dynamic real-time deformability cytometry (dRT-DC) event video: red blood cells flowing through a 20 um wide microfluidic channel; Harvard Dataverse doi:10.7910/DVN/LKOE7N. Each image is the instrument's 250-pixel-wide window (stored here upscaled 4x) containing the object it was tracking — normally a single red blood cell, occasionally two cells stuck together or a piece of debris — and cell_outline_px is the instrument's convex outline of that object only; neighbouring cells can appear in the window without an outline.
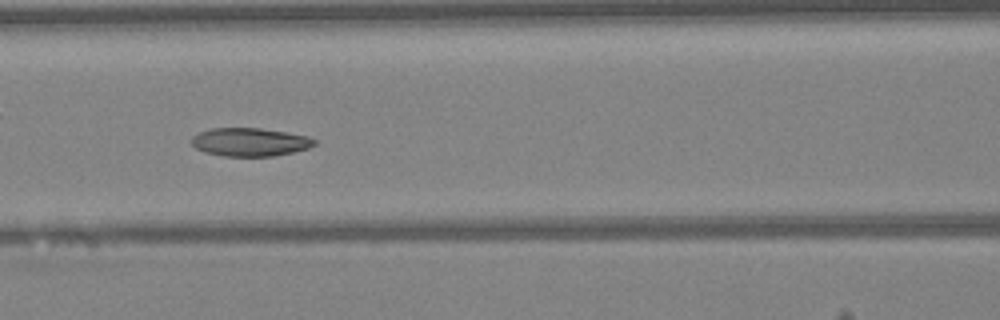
{"species": "Egyptian fruit bat (a non-hibernating species)", "species_latin": "Rousettus aegyptiacus", "temperature_condition": "warm", "stored_images_in_passage": 50, "camera_frame_rate_fps": 3000, "um_per_image_px": 0.085, "animal": {"sex": "female"}, "frame": {"image": 1, "passage_image": 22, "time_ms": 7.0, "image_size_px": [1000, 320], "cell_outline_px": [[316, 144], [308, 148], [292, 152], [272, 156], [224, 156], [204, 152], [196, 148], [192, 144], [192, 136], [200, 132], [212, 128], [260, 128], [308, 136], [316, 140]], "centroid_in_image_um": [21.24, 12.07], "position_along_channel_um": 145.4, "area_um2": 20.11}}
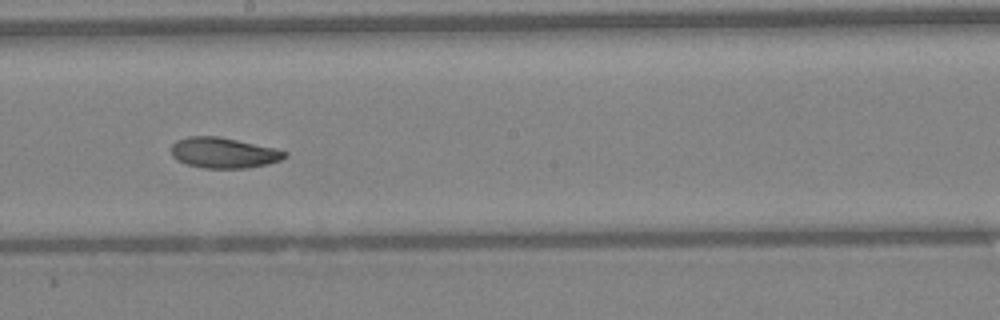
{"frame": {"image": 2, "passage_image": 28, "time_ms": 9.0, "image_size_px": [1000, 320], "cell_outline_px": [[288, 156], [280, 160], [268, 164], [244, 168], [204, 168], [188, 164], [176, 160], [172, 156], [172, 144], [176, 140], [188, 136], [216, 136], [276, 148], [288, 152]], "centroid_in_image_um": [19.01, 12.99], "position_along_channel_um": 229.2, "area_um2": 20.17}}
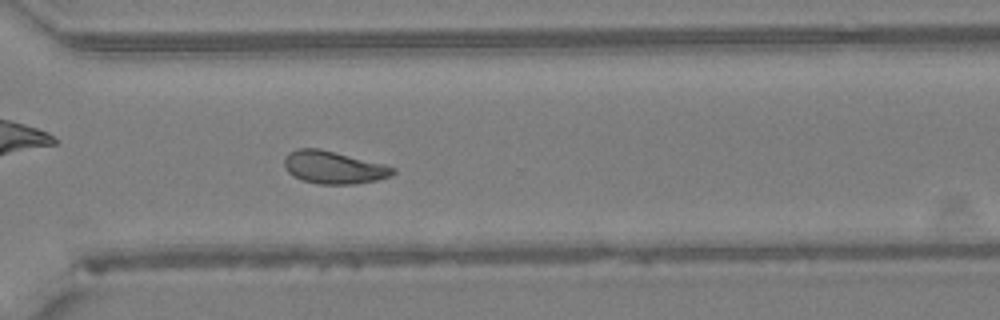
{"frame": {"image": 3, "passage_image": 36, "time_ms": 11.667, "image_size_px": [1000, 320], "cell_outline_px": [[396, 172], [392, 176], [376, 180], [356, 184], [320, 184], [304, 180], [292, 176], [284, 168], [284, 156], [288, 152], [296, 148], [320, 148], [384, 164], [396, 168]], "centroid_in_image_um": [28.34, 14.22], "position_along_channel_um": 342.3, "area_um2": 20.87}, "authors_computed_cell_mechanics": {"area_um2": 21.2415, "velocity_mm_per_s": 4.2303, "shape_relaxation_time_tau1_ms": 6.736, "shape_relaxation_time_tau2_ms": 4.2814, "deformation_change_tau1": 0.1353, "deformation_change_tau2": 0.0987}}